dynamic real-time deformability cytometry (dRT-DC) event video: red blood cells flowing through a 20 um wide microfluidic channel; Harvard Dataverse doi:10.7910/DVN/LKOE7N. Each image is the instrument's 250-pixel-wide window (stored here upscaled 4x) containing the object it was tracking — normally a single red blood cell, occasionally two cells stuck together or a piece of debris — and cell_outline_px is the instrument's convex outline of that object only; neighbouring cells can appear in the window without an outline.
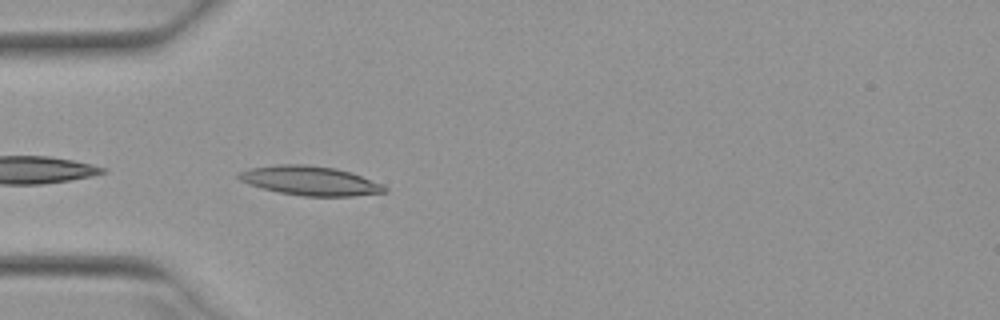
{"species": "Egyptian fruit bat (a non-hibernating species)", "species_latin": "Rousettus aegyptiacus", "temperature_condition": "warm", "stored_images_in_passage": 7, "camera_frame_rate_fps": 3000, "um_per_image_px": 0.085, "animal": {"sex": "female"}, "frame": {"image": 1, "passage_image": 1, "time_ms": 0.0, "image_size_px": [1000, 320], "cell_outline_px": [[388, 192], [352, 196], [304, 196], [280, 192], [248, 184], [240, 180], [236, 176], [240, 172], [252, 168], [280, 164], [308, 164], [336, 168], [352, 172], [380, 184], [388, 188]], "centroid_in_image_um": [26.38, 15.36], "position_along_channel_um": 58.6, "area_um2": 24.68}}
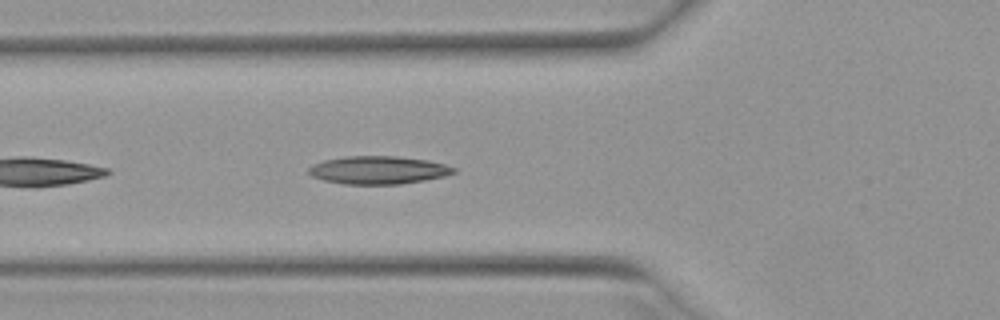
{"frame": {"image": 2, "passage_image": 4, "time_ms": 1.0, "image_size_px": [1000, 320], "cell_outline_px": [[456, 172], [444, 176], [424, 180], [400, 184], [344, 184], [324, 180], [312, 176], [308, 172], [308, 168], [312, 164], [324, 160], [344, 156], [396, 156], [428, 160], [444, 164], [456, 168]], "centroid_in_image_um": [32.14, 14.45], "position_along_channel_um": 93.7, "area_um2": 23.64}}